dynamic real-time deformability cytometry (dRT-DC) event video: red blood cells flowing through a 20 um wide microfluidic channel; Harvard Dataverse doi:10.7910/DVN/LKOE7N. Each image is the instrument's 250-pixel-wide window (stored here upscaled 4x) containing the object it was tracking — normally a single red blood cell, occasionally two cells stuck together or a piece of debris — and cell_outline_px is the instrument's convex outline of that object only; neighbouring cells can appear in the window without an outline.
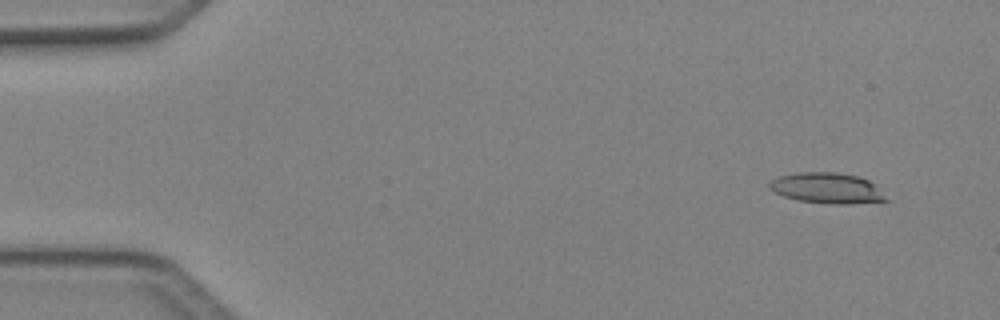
{"species": "Egyptian fruit bat (a non-hibernating species)", "species_latin": "Rousettus aegyptiacus", "temperature_condition": "cold", "stored_images_in_passage": 3, "camera_frame_rate_fps": 3000, "um_per_image_px": 0.085, "animal": {"sex": "female"}, "frame": {"image": 1, "passage_image": 1, "time_ms": 0.0, "image_size_px": [1000, 320], "cell_outline_px": [[888, 200], [848, 204], [828, 204], [800, 200], [784, 196], [768, 188], [768, 184], [772, 180], [780, 176], [796, 172], [836, 172], [860, 176], [868, 180]], "centroid_in_image_um": [70.25, 15.98], "position_along_channel_um": 14.8, "area_um2": 20.52}}